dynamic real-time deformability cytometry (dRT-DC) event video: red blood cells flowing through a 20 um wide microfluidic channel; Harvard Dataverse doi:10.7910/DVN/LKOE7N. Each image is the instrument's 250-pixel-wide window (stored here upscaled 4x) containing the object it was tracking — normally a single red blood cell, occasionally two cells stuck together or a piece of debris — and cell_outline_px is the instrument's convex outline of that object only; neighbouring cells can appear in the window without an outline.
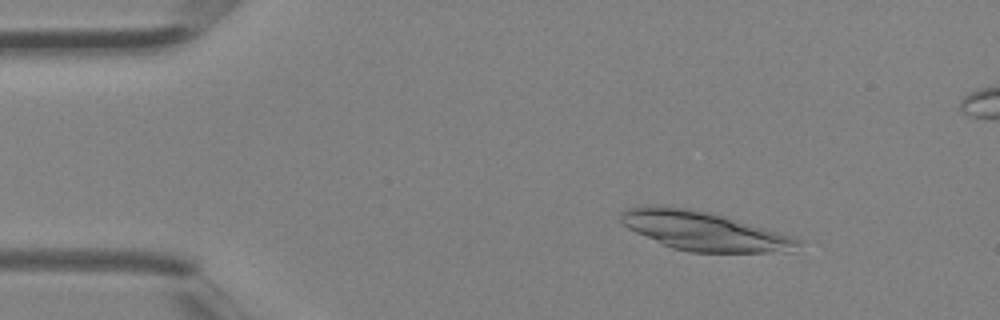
{"species": "Egyptian fruit bat (a non-hibernating species)", "species_latin": "Rousettus aegyptiacus", "temperature_condition": "room temperature", "stored_images_in_passage": 4, "camera_frame_rate_fps": 3000, "um_per_image_px": 0.085, "animal": {"sex": "female"}, "frame": {"image": 1, "passage_image": 2, "time_ms": 0.333, "image_size_px": [1000, 320], "cell_outline_px": [[804, 240], [792, 252], [692, 252], [672, 248], [636, 232], [628, 228], [620, 220], [620, 212], [624, 208], [640, 204], [660, 204], [688, 208], [712, 212], [728, 216], [796, 236]], "centroid_in_image_um": [59.86, 19.6], "position_along_channel_um": 25.1, "area_um2": 41.21}}